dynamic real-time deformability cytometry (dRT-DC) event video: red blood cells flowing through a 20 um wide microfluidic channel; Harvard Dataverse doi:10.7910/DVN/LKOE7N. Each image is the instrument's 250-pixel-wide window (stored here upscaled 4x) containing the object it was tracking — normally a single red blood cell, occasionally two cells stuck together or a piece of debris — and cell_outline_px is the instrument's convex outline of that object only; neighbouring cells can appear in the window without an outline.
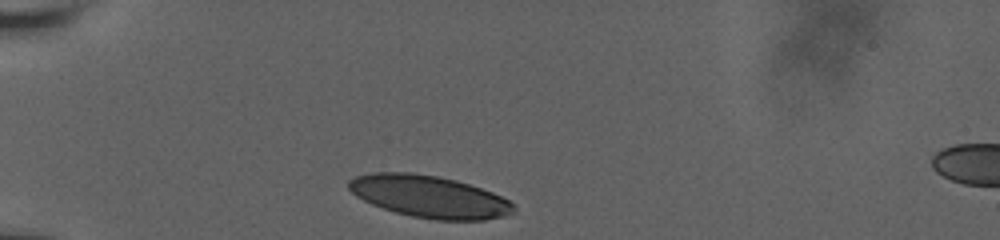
{"species": "human", "species_latin": "Homo sapiens", "temperature_condition": "room temperature", "stored_images_in_passage": 32, "camera_frame_rate_fps": 3000, "um_per_image_px": 0.085, "donor": {"sex": "male"}, "frame": {"image": 1, "passage_image": 1, "time_ms": 0.0, "image_size_px": [1000, 240], "cell_outline_px": [[516, 204], [512, 212], [504, 216], [484, 220], [436, 220], [412, 216], [396, 212], [372, 204], [356, 196], [348, 188], [348, 180], [356, 176], [372, 172], [412, 172], [436, 176], [456, 180], [492, 192]], "centroid_in_image_um": [36.47, 16.7], "position_along_channel_um": 48.5, "area_um2": 40.29}}
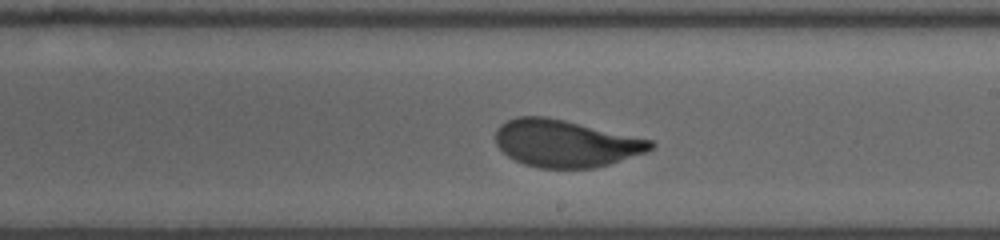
{"frame": {"image": 2, "passage_image": 19, "time_ms": 6.0, "image_size_px": [1000, 240], "cell_outline_px": [[656, 144], [648, 152], [596, 168], [540, 168], [524, 164], [508, 156], [496, 144], [496, 128], [500, 124], [516, 116], [544, 116], [564, 120], [652, 140]], "centroid_in_image_um": [48.07, 12.19], "position_along_channel_um": 240.9, "area_um2": 42.54}}
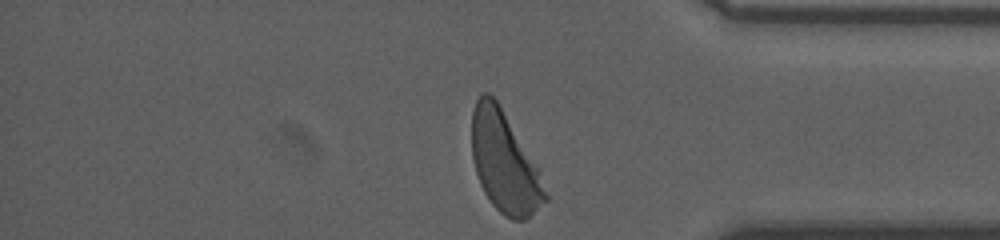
{"frame": {"image": 3, "passage_image": 32, "time_ms": 10.333, "image_size_px": [1000, 240], "cell_outline_px": [[548, 200], [524, 220], [512, 220], [504, 216], [492, 204], [484, 192], [480, 184], [472, 160], [472, 108], [480, 92], [488, 92], [496, 100], [536, 168], [548, 196]], "centroid_in_image_um": [42.82, 13.82], "position_along_channel_um": 392.4, "area_um2": 41.96}, "authors_computed_cell_mechanics": {"area_um2": 43.0032, "velocity_mm_per_s": 3.7721, "shape_relaxation_time_tau1_ms": 3.9842, "shape_relaxation_time_tau2_ms": null, "deformation_change_tau1": 0.1724, "deformation_change_tau2": null}}